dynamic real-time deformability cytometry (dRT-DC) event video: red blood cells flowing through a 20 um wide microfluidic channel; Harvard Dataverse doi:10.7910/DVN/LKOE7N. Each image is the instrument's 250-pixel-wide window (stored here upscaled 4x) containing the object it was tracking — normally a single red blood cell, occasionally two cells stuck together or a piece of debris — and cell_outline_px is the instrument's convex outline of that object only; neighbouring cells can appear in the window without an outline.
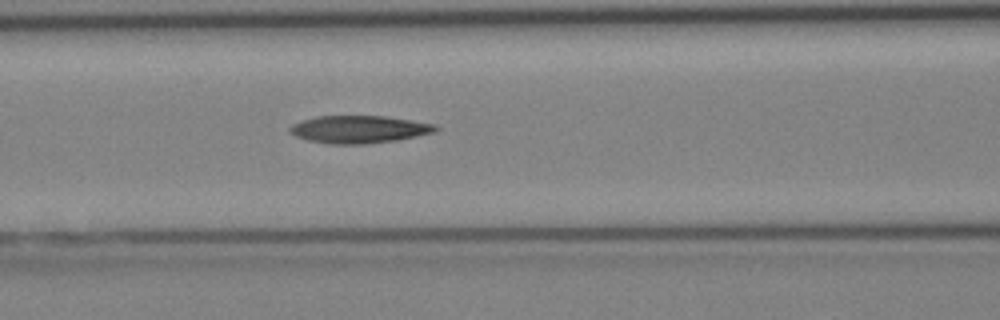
{"species": "Egyptian fruit bat (a non-hibernating species)", "species_latin": "Rousettus aegyptiacus", "temperature_condition": "cold", "stored_images_in_passage": 4, "camera_frame_rate_fps": 3000, "um_per_image_px": 0.085, "animal": {"sex": "female"}, "frame": {"image": 1, "passage_image": 4, "time_ms": 4.667, "image_size_px": [1000, 320], "cell_outline_px": [[440, 128], [436, 132], [400, 140], [368, 144], [332, 144], [308, 140], [296, 136], [288, 132], [288, 128], [292, 124], [300, 120], [316, 116], [384, 116], [436, 124]], "centroid_in_image_um": [30.53, 11.0], "position_along_channel_um": 136.1, "area_um2": 23.7}}